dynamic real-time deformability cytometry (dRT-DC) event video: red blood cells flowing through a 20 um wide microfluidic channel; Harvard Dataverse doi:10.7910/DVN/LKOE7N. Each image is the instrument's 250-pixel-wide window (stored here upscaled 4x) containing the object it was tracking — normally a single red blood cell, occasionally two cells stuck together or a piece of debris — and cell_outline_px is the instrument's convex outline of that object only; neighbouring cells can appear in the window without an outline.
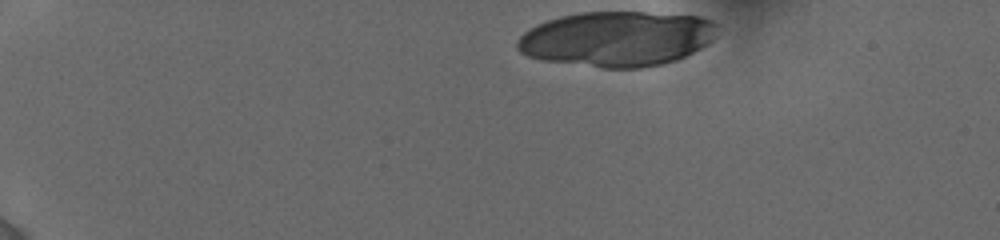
{"species": "human", "species_latin": "Homo sapiens", "temperature_condition": "cold", "stored_images_in_passage": 12, "camera_frame_rate_fps": 3000, "um_per_image_px": 0.085, "donor": {"sex": "female"}, "frame": {"image": 1, "passage_image": 1, "time_ms": 0.0, "image_size_px": [1000, 240], "cell_outline_px": [[712, 40], [708, 44], [676, 60], [660, 64], [640, 68], [600, 68], [540, 60], [528, 56], [520, 52], [516, 48], [516, 40], [528, 28], [536, 24], [560, 16], [580, 12], [644, 12], [700, 16], [712, 20]], "centroid_in_image_um": [52.34, 3.3], "position_along_channel_um": 32.7, "area_um2": 64.22}}